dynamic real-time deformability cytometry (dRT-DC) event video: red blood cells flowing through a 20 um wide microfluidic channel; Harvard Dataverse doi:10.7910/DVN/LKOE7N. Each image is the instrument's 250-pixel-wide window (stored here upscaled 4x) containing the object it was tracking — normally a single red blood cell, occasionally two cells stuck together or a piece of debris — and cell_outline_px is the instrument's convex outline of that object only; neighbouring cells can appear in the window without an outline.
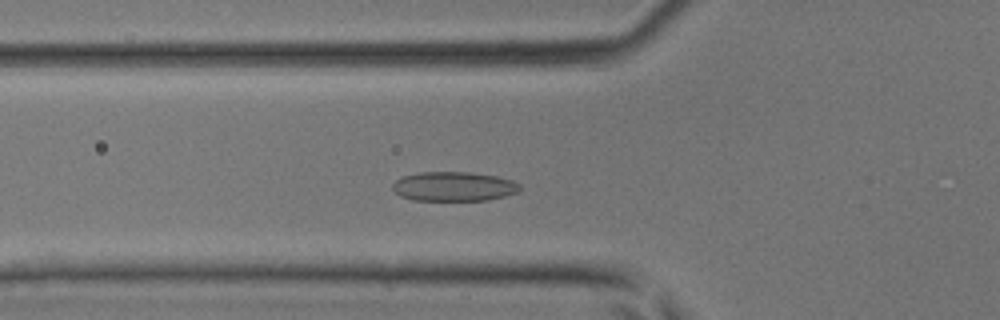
{"species": "common noctule bat (a hibernating species)", "species_latin": "Nyctalus noctula", "temperature_condition": "room temperature", "stored_images_in_passage": 40, "camera_frame_rate_fps": 3000, "um_per_image_px": 0.085, "animal": {"sex": "male", "body_mass_g": 17.9, "forearm_length_mm": 54.2}, "frame": {"image": 1, "passage_image": 11, "time_ms": 3.333, "image_size_px": [1000, 320], "cell_outline_px": [[520, 192], [488, 200], [416, 200], [400, 196], [392, 188], [392, 184], [396, 180], [404, 176], [420, 172], [472, 172], [496, 176], [512, 180], [520, 184]], "centroid_in_image_um": [38.6, 15.84], "position_along_channel_um": 87.2, "area_um2": 21.79}}
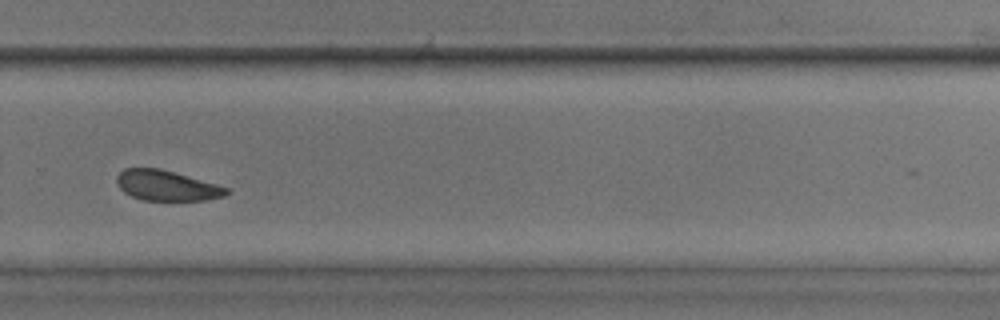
{"frame": {"image": 2, "passage_image": 26, "time_ms": 8.333, "image_size_px": [1000, 320], "cell_outline_px": [[228, 192], [224, 196], [204, 200], [144, 200], [132, 196], [124, 192], [116, 184], [116, 176], [124, 168], [160, 168], [216, 184], [228, 188]], "centroid_in_image_um": [14.12, 15.76], "position_along_channel_um": 315.7, "area_um2": 19.19}}
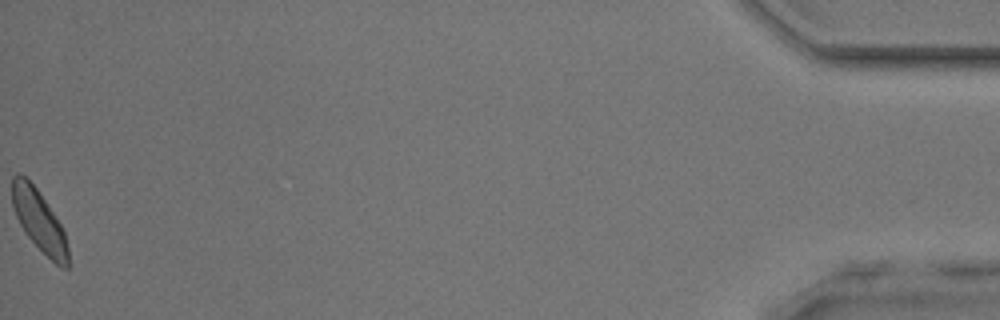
{"frame": {"image": 3, "passage_image": 40, "time_ms": 13.0, "image_size_px": [1000, 320], "cell_outline_px": [[68, 268], [60, 268], [24, 232], [16, 216], [12, 204], [12, 176], [16, 172], [20, 172], [36, 188], [60, 224], [64, 232], [68, 248]], "centroid_in_image_um": [3.3, 18.74], "position_along_channel_um": 431.9, "area_um2": 19.48}}